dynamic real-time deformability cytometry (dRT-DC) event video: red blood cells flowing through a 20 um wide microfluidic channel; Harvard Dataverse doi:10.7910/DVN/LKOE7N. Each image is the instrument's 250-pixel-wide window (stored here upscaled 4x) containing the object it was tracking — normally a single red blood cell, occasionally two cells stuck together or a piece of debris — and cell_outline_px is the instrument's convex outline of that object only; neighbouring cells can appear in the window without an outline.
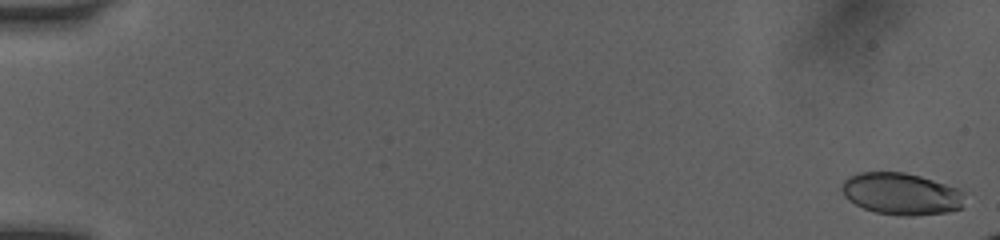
{"species": "human", "species_latin": "Homo sapiens", "temperature_condition": "room temperature", "stored_images_in_passage": 18, "camera_frame_rate_fps": 3000, "um_per_image_px": 0.085, "donor": {"sex": "female"}, "frame": {"image": 1, "passage_image": 1, "time_ms": 0.0, "image_size_px": [1000, 240], "cell_outline_px": [[964, 208], [948, 212], [912, 216], [904, 216], [876, 212], [864, 208], [848, 200], [844, 196], [840, 188], [844, 180], [848, 176], [860, 172], [904, 172], [920, 176], [956, 188], [964, 192]], "centroid_in_image_um": [76.6, 16.48], "position_along_channel_um": 8.4, "area_um2": 30.11}}